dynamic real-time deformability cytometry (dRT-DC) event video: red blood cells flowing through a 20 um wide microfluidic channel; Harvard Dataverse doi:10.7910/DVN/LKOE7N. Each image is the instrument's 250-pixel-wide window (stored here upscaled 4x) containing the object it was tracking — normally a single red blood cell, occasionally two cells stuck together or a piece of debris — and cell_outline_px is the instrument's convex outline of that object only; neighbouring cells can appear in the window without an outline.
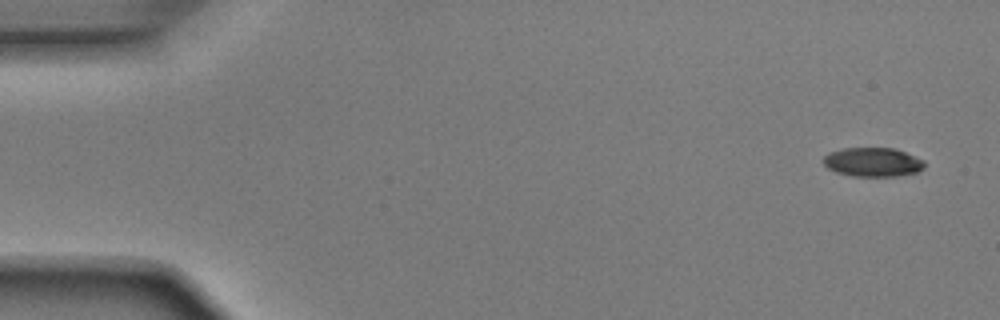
{"species": "Egyptian fruit bat (a non-hibernating species)", "species_latin": "Rousettus aegyptiacus", "temperature_condition": "room temperature", "stored_images_in_passage": 50, "camera_frame_rate_fps": 3000, "um_per_image_px": 0.085, "animal": {"sex": "male"}, "frame": {"image": 1, "passage_image": 1, "time_ms": 0.0, "image_size_px": [1000, 320], "cell_outline_px": [[924, 168], [916, 172], [896, 176], [852, 176], [836, 172], [828, 168], [824, 164], [824, 156], [828, 152], [844, 148], [896, 148], [924, 160]], "centroid_in_image_um": [74.18, 13.77], "position_along_channel_um": 10.8, "area_um2": 17.11}}
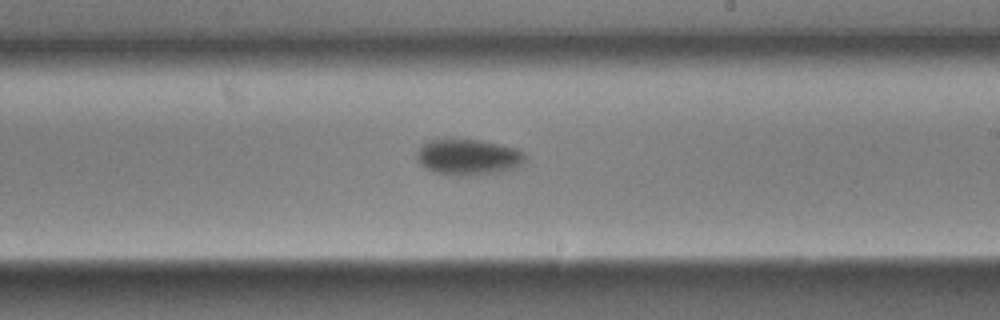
{"frame": {"image": 2, "passage_image": 29, "time_ms": 9.333, "image_size_px": [1000, 320], "cell_outline_px": [[524, 160], [520, 164], [512, 168], [496, 172], [476, 176], [456, 176], [432, 172], [424, 168], [416, 160], [416, 152], [420, 144], [428, 140], [448, 136], [484, 140], [516, 148], [524, 152]], "centroid_in_image_um": [39.68, 13.3], "position_along_channel_um": 249.3, "area_um2": 23.7}}
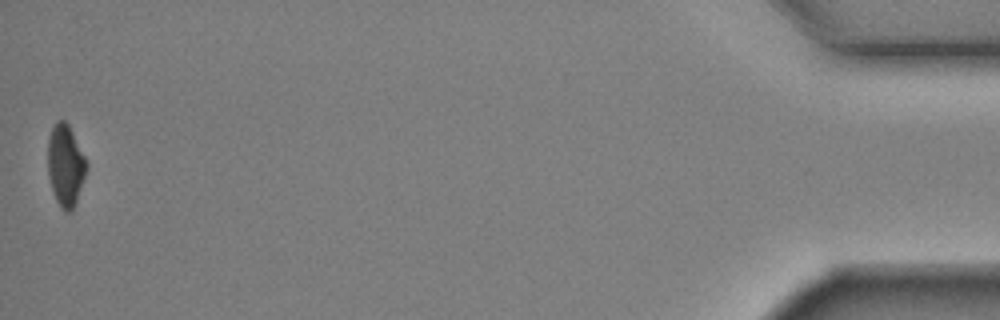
{"frame": {"image": 3, "passage_image": 50, "time_ms": 16.333, "image_size_px": [1000, 320], "cell_outline_px": [[88, 168], [72, 212], [64, 212], [60, 208], [56, 200], [52, 188], [48, 172], [48, 140], [52, 128], [56, 120], [64, 120], [68, 124], [88, 164]], "centroid_in_image_um": [5.57, 14.08], "position_along_channel_um": 429.6, "area_um2": 18.26}, "authors_computed_cell_mechanics": {"area_um2": 20.2589, "velocity_mm_per_s": 3.9257, "shape_relaxation_time_tau1_ms": 3.322, "shape_relaxation_time_tau2_ms": null, "deformation_change_tau1": 0.165, "deformation_change_tau2": null}}